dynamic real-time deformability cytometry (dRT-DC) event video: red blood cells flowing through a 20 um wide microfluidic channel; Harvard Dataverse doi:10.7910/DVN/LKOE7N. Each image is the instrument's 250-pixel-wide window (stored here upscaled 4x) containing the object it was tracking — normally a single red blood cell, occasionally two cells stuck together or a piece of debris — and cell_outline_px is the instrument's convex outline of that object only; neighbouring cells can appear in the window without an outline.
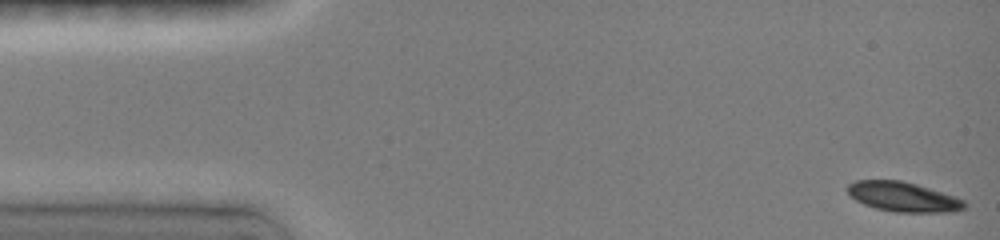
{"species": "common noctule bat (a hibernating species)", "species_latin": "Nyctalus noctula", "temperature_condition": "room temperature", "stored_images_in_passage": 10, "camera_frame_rate_fps": 3000, "um_per_image_px": 0.085, "animal": {"sex": "female", "body_mass_g": 19.0, "forearm_length_mm": 51.5}, "frame": {"image": 1, "passage_image": 1, "time_ms": 0.0, "image_size_px": [1000, 240], "cell_outline_px": [[968, 208], [952, 212], [896, 212], [876, 208], [864, 204], [856, 200], [844, 188], [848, 184], [856, 180], [900, 180], [916, 184], [956, 196], [964, 200], [968, 204]], "centroid_in_image_um": [76.81, 16.73], "position_along_channel_um": 8.2, "area_um2": 20.4}}
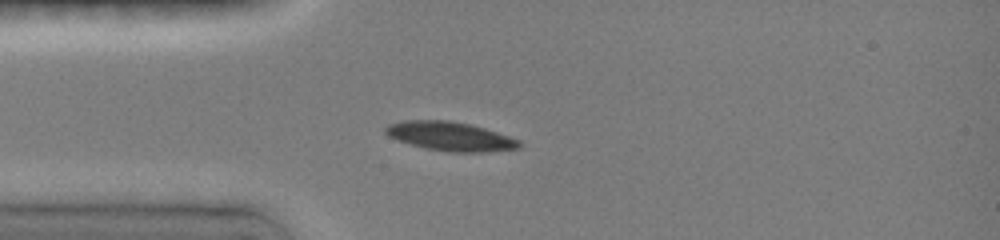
{"frame": {"image": 2, "passage_image": 10, "time_ms": 3.667, "image_size_px": [1000, 240], "cell_outline_px": [[524, 144], [520, 148], [488, 152], [448, 152], [424, 148], [388, 136], [384, 132], [384, 128], [388, 124], [400, 120], [448, 120], [472, 124], [520, 140]], "centroid_in_image_um": [38.29, 11.58], "position_along_channel_um": 46.7, "area_um2": 22.77}}